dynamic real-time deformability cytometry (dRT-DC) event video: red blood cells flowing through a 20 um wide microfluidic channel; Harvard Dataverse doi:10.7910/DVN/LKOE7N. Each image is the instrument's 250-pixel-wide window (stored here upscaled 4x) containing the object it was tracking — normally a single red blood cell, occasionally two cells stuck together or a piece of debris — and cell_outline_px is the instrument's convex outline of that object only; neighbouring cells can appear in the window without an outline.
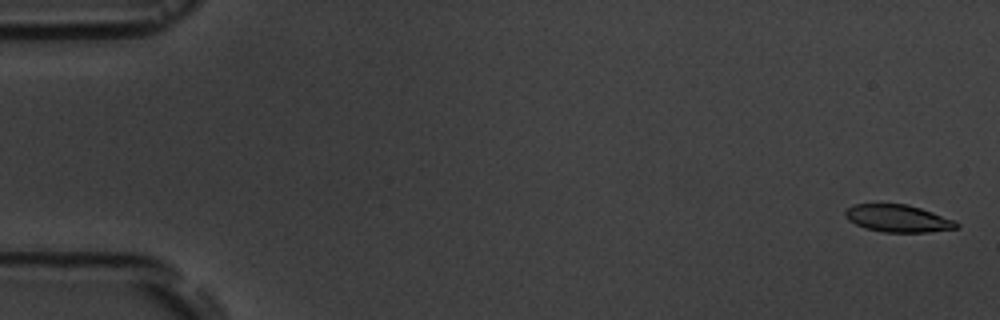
{"species": "common noctule bat (a hibernating species)", "species_latin": "Nyctalus noctula", "temperature_condition": "room temperature", "stored_images_in_passage": 3, "camera_frame_rate_fps": 3000, "um_per_image_px": 0.085, "animal": {"sex": "male", "body_mass_g": 19.5, "forearm_length_mm": 54.6}, "frame": {"image": 1, "passage_image": 1, "time_ms": 0.0, "image_size_px": [1000, 320], "cell_outline_px": [[960, 228], [928, 232], [884, 232], [864, 228], [848, 220], [844, 216], [844, 212], [848, 208], [856, 204], [908, 204], [956, 220], [960, 224]], "centroid_in_image_um": [76.36, 18.57], "position_along_channel_um": 8.6, "area_um2": 17.8}}